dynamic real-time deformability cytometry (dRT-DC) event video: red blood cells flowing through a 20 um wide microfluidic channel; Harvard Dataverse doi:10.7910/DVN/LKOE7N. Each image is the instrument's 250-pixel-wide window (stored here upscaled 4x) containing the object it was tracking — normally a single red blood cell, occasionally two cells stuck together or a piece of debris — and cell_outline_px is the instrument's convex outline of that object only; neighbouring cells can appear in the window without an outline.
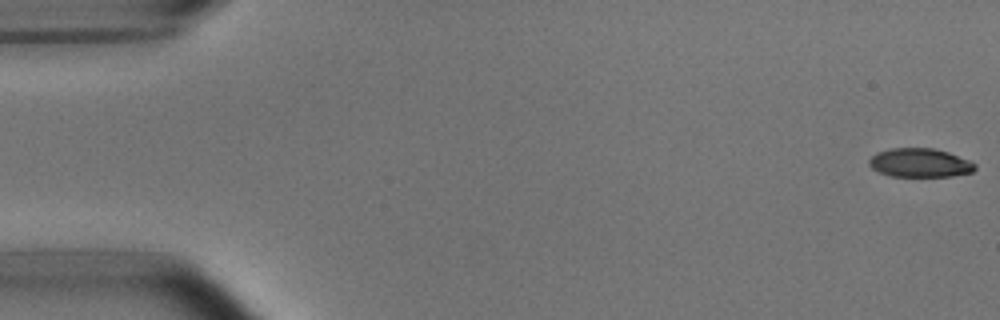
{"species": "common noctule bat (a hibernating species)", "species_latin": "Nyctalus noctula", "temperature_condition": "room temperature", "stored_images_in_passage": 7, "camera_frame_rate_fps": 3000, "um_per_image_px": 0.085, "animal": {"sex": "male", "body_mass_g": 15.6}, "frame": {"image": 1, "passage_image": 1, "time_ms": 0.0, "image_size_px": [1000, 320], "cell_outline_px": [[976, 168], [972, 172], [952, 176], [892, 176], [880, 172], [872, 168], [868, 164], [868, 160], [876, 152], [892, 148], [936, 148], [948, 152], [968, 160], [976, 164]], "centroid_in_image_um": [78.18, 13.83], "position_along_channel_um": 6.8, "area_um2": 17.74}}